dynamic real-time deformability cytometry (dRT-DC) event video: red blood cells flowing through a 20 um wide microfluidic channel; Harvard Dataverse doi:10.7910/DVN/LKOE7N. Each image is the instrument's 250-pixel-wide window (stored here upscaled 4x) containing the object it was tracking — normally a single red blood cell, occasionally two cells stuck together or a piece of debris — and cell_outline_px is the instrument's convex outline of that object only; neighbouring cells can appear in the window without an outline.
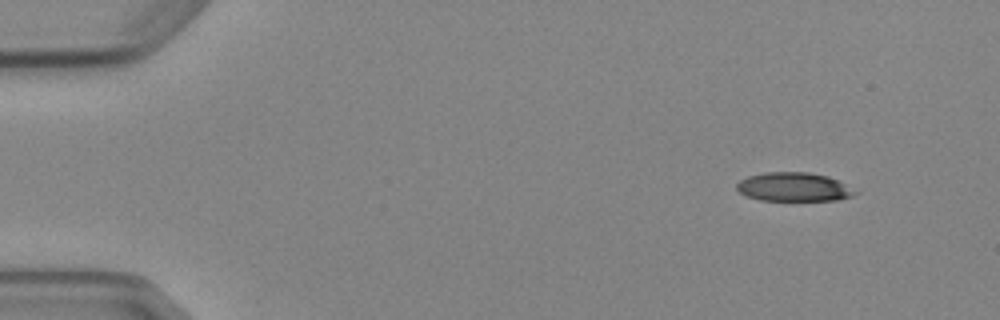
{"species": "Egyptian fruit bat (a non-hibernating species)", "species_latin": "Rousettus aegyptiacus", "temperature_condition": "cold", "stored_images_in_passage": 4, "camera_frame_rate_fps": 3000, "um_per_image_px": 0.085, "animal": {"sex": "female"}, "frame": {"image": 1, "passage_image": 1, "time_ms": 0.0, "image_size_px": [1000, 320], "cell_outline_px": [[860, 192], [852, 196], [836, 200], [760, 200], [748, 196], [740, 192], [736, 188], [736, 184], [740, 180], [748, 176], [764, 172], [808, 172], [828, 176]], "centroid_in_image_um": [67.46, 15.88], "position_along_channel_um": 17.5, "area_um2": 19.77}}
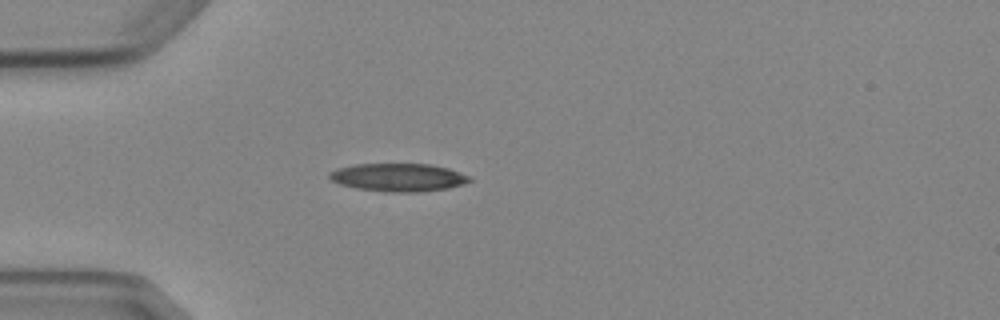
{"frame": {"image": 2, "passage_image": 3, "time_ms": 3.333, "image_size_px": [1000, 320], "cell_outline_px": [[472, 180], [464, 184], [448, 188], [420, 192], [384, 192], [356, 188], [340, 184], [332, 180], [328, 176], [328, 172], [336, 168], [356, 164], [432, 164], [448, 168], [472, 176]], "centroid_in_image_um": [33.88, 15.08], "position_along_channel_um": 51.1, "area_um2": 23.12}}